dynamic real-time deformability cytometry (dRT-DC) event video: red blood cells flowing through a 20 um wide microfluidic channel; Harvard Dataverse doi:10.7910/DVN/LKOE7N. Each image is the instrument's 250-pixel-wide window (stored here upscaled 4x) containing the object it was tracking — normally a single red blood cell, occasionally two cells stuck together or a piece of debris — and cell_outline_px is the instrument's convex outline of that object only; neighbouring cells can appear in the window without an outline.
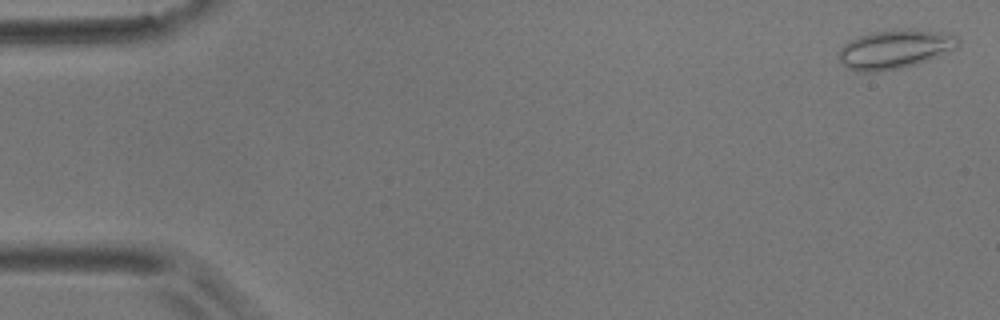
{"species": "common noctule bat (a hibernating species)", "species_latin": "Nyctalus noctula", "temperature_condition": "room temperature", "stored_images_in_passage": 25, "camera_frame_rate_fps": 3000, "um_per_image_px": 0.085, "animal": {"sex": "male", "body_mass_g": 17.9}, "frame": {"image": 1, "passage_image": 2, "time_ms": 0.333, "image_size_px": [1000, 320], "cell_outline_px": [[960, 44], [956, 48], [928, 60], [916, 64], [900, 68], [876, 72], [860, 72], [848, 68], [840, 64], [836, 56], [840, 48], [848, 40], [868, 32], [896, 28], [912, 28], [948, 32], [956, 36], [960, 40]], "centroid_in_image_um": [76.03, 4.15], "position_along_channel_um": 9.0, "area_um2": 27.92}}
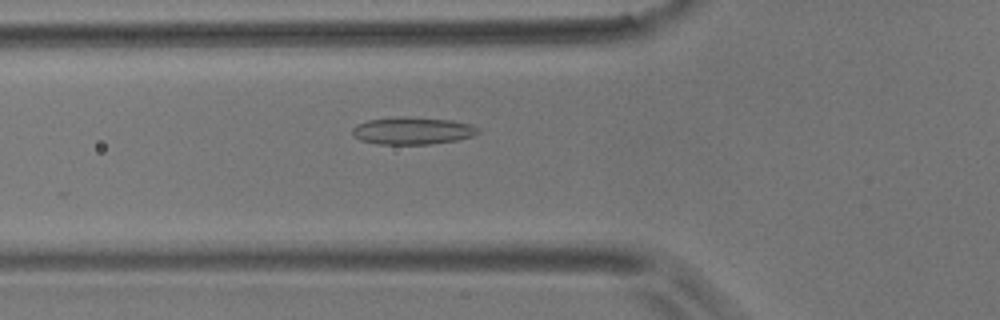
{"frame": {"image": 2, "passage_image": 20, "time_ms": 6.333, "image_size_px": [1000, 320], "cell_outline_px": [[480, 132], [472, 136], [460, 140], [432, 144], [376, 144], [360, 140], [352, 132], [352, 128], [356, 124], [368, 120], [400, 116], [408, 116], [452, 120], [472, 124], [480, 128]], "centroid_in_image_um": [35.1, 11.11], "position_along_channel_um": 90.7, "area_um2": 20.35}}
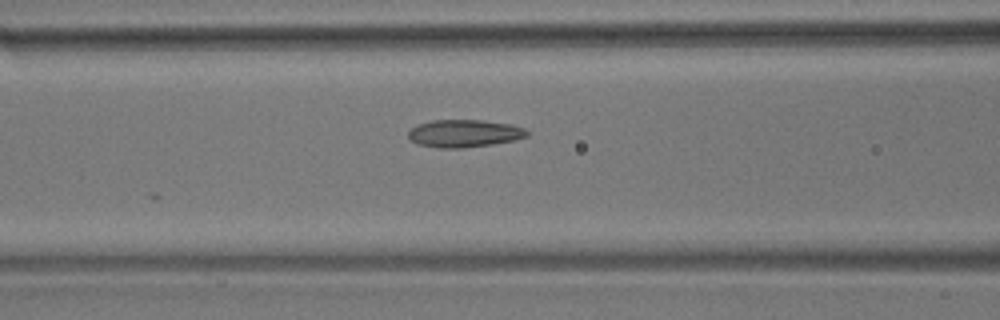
{"frame": {"image": 3, "passage_image": 23, "time_ms": 7.333, "image_size_px": [1000, 320], "cell_outline_px": [[532, 132], [528, 136], [516, 140], [492, 144], [464, 148], [440, 148], [416, 144], [408, 136], [408, 132], [416, 124], [432, 120], [484, 120], [512, 124], [524, 128]], "centroid_in_image_um": [39.5, 11.34], "position_along_channel_um": 127.1, "area_um2": 19.36}}